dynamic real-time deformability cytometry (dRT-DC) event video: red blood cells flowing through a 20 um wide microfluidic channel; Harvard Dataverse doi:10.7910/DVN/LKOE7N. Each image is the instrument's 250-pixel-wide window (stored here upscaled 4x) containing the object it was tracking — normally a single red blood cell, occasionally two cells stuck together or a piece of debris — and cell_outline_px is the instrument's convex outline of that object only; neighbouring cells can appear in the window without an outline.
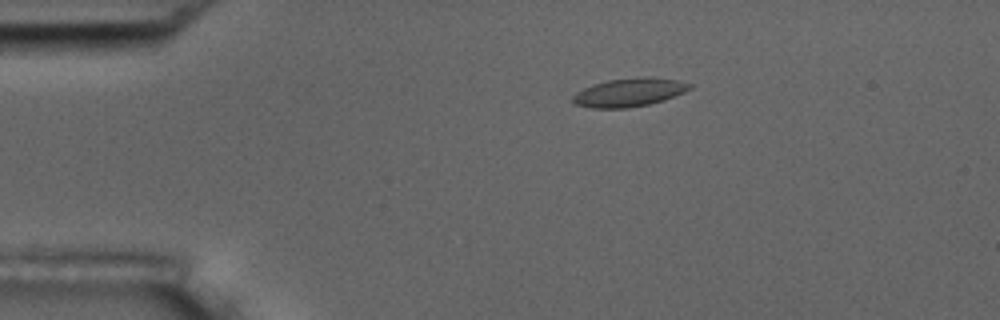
{"species": "common noctule bat (a hibernating species)", "species_latin": "Nyctalus noctula", "temperature_condition": "room temperature", "stored_images_in_passage": 9, "camera_frame_rate_fps": 3000, "um_per_image_px": 0.085, "animal": {"sex": "male", "body_mass_g": 17.5, "forearm_length_mm": 52.3}, "frame": {"image": 1, "passage_image": 1, "time_ms": 0.0, "image_size_px": [1000, 320], "cell_outline_px": [[692, 88], [684, 92], [664, 100], [648, 104], [628, 108], [592, 108], [576, 104], [572, 100], [572, 96], [576, 92], [592, 84], [608, 80], [644, 76], [676, 80], [692, 84]], "centroid_in_image_um": [53.47, 7.85], "position_along_channel_um": 31.5, "area_um2": 19.31}}
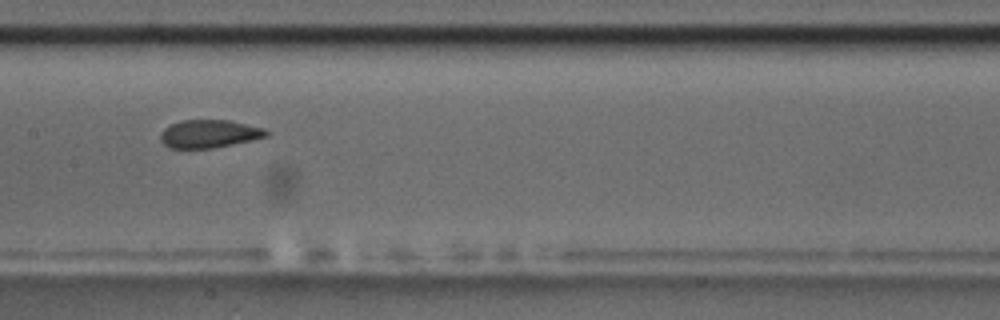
{"frame": {"image": 2, "passage_image": 6, "time_ms": 5.667, "image_size_px": [1000, 320], "cell_outline_px": [[268, 136], [252, 140], [212, 148], [168, 148], [160, 140], [160, 132], [164, 128], [180, 120], [228, 120], [264, 128], [268, 132]], "centroid_in_image_um": [17.75, 11.37], "position_along_channel_um": 189.7, "area_um2": 17.22}}
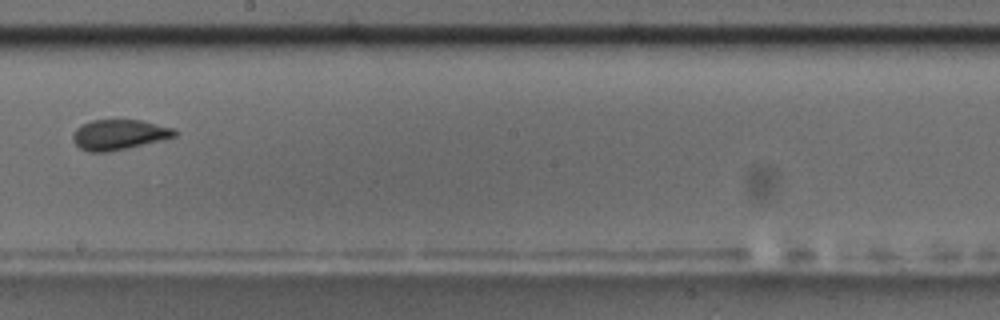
{"frame": {"image": 3, "passage_image": 7, "time_ms": 7.0, "image_size_px": [1000, 320], "cell_outline_px": [[176, 136], [164, 140], [128, 148], [108, 152], [88, 152], [80, 148], [72, 140], [72, 136], [76, 128], [80, 124], [92, 120], [140, 120], [176, 128]], "centroid_in_image_um": [10.12, 11.45], "position_along_channel_um": 238.1, "area_um2": 18.15}}